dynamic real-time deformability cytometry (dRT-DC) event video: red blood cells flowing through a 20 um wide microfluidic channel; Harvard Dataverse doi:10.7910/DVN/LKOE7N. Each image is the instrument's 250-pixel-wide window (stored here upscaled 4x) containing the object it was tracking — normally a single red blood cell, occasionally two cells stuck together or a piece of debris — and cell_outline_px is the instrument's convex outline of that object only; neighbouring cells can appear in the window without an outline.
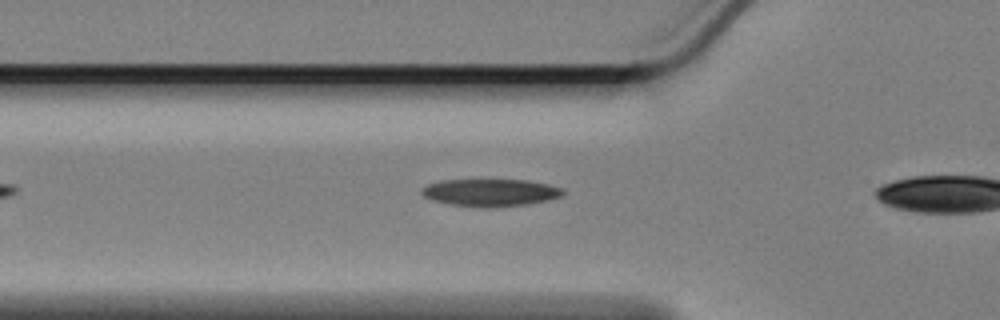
{"species": "Egyptian fruit bat (a non-hibernating species)", "species_latin": "Rousettus aegyptiacus", "temperature_condition": "cold", "stored_images_in_passage": 9, "camera_frame_rate_fps": 3000, "um_per_image_px": 0.085, "animal": {"sex": "female"}, "frame": {"image": 1, "passage_image": 8, "time_ms": 2.333, "image_size_px": [1000, 320], "cell_outline_px": [[564, 192], [560, 196], [548, 200], [528, 204], [496, 208], [488, 208], [448, 204], [432, 200], [424, 196], [420, 192], [420, 188], [428, 184], [440, 180], [480, 176], [528, 180], [548, 184], [564, 188]], "centroid_in_image_um": [41.64, 16.31], "position_along_channel_um": 84.2, "area_um2": 24.04}}